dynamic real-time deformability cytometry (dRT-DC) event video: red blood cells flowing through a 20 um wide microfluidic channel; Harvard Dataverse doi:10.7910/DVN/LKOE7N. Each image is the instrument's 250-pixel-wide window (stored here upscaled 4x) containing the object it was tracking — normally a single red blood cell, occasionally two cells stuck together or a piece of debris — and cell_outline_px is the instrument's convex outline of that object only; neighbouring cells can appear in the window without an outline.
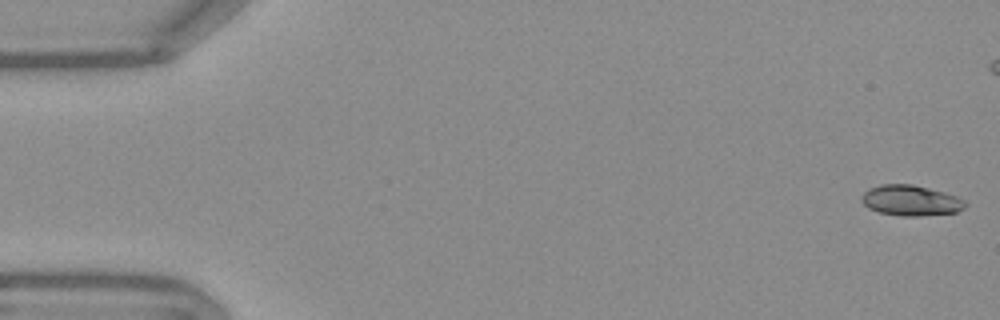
{"species": "Egyptian fruit bat (a non-hibernating species)", "species_latin": "Rousettus aegyptiacus", "temperature_condition": "warm", "stored_images_in_passage": 47, "camera_frame_rate_fps": 3000, "um_per_image_px": 0.085, "frame": {"image": 1, "passage_image": 1, "time_ms": 0.0, "image_size_px": [1000, 320], "cell_outline_px": [[968, 204], [964, 208], [956, 212], [920, 216], [904, 216], [880, 212], [868, 208], [860, 200], [860, 196], [868, 188], [880, 184], [912, 184], [944, 192], [956, 196], [964, 200]], "centroid_in_image_um": [77.39, 17.03], "position_along_channel_um": 7.6, "area_um2": 18.5}}
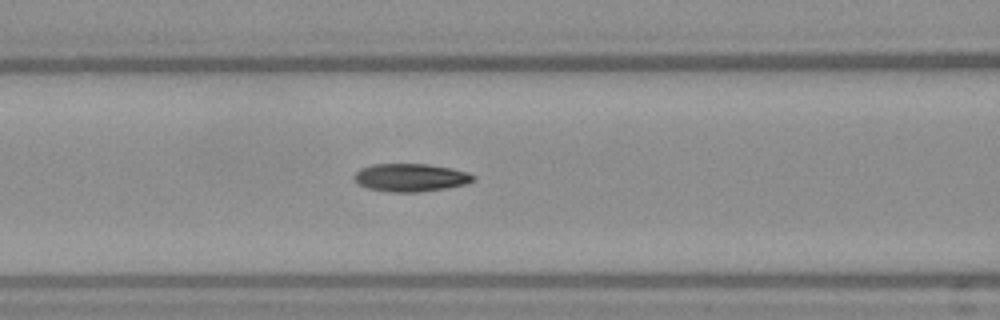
{"frame": {"image": 2, "passage_image": 22, "time_ms": 7.0, "image_size_px": [1000, 320], "cell_outline_px": [[476, 176], [468, 184], [444, 188], [416, 192], [392, 192], [368, 188], [360, 184], [352, 176], [360, 168], [372, 164], [428, 164], [452, 168], [468, 172]], "centroid_in_image_um": [34.91, 15.08], "position_along_channel_um": 131.7, "area_um2": 19.31}}
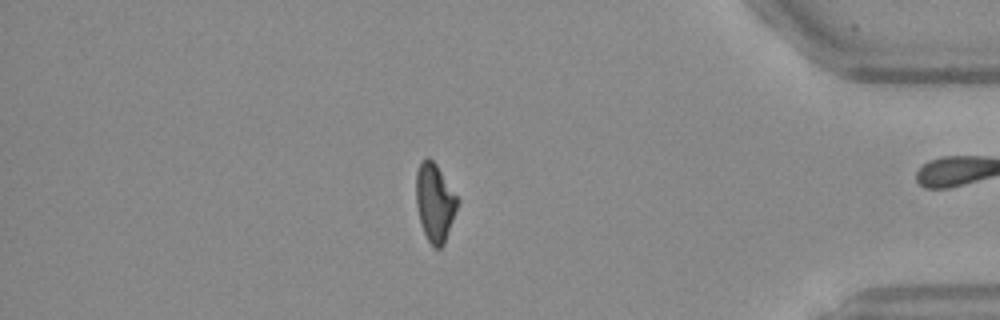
{"frame": {"image": 3, "passage_image": 46, "time_ms": 15.0, "image_size_px": [1000, 320], "cell_outline_px": [[460, 200], [444, 244], [440, 248], [432, 248], [424, 232], [420, 220], [416, 204], [416, 172], [420, 164], [428, 156], [436, 164]], "centroid_in_image_um": [36.96, 17.22], "position_along_channel_um": 398.2, "area_um2": 18.73}, "authors_computed_cell_mechanics": {"area_um2": 18.8428, "velocity_mm_per_s": 3.7876, "shape_relaxation_time_tau1_ms": 5.1873, "shape_relaxation_time_tau2_ms": 2.873, "deformation_change_tau1": 0.1841, "deformation_change_tau2": 0.0946}}